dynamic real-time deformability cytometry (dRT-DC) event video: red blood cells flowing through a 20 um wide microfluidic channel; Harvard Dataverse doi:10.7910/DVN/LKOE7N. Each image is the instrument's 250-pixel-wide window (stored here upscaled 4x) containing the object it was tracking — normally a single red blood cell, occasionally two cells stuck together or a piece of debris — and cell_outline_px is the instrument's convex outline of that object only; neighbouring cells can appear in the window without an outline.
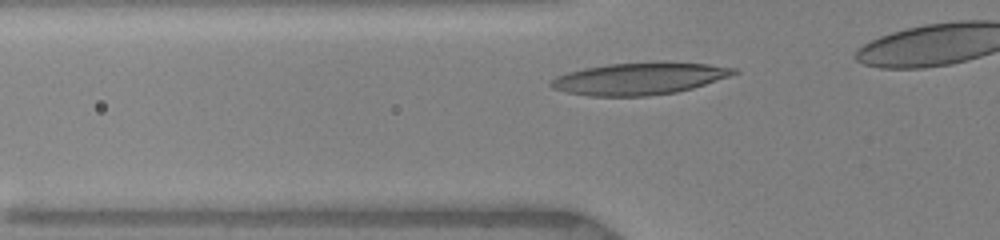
{"species": "human", "species_latin": "Homo sapiens", "temperature_condition": "warm", "stored_images_in_passage": 17, "camera_frame_rate_fps": 3000, "um_per_image_px": 0.085, "donor": {"sex": "female"}, "frame": {"image": 1, "passage_image": 2, "time_ms": 0.333, "image_size_px": [1000, 240], "cell_outline_px": [[740, 72], [692, 88], [676, 92], [644, 96], [588, 96], [568, 92], [552, 88], [548, 84], [556, 76], [568, 72], [584, 68], [608, 64], [664, 60], [708, 64], [740, 68]], "centroid_in_image_um": [54.38, 6.65], "position_along_channel_um": 71.4, "area_um2": 34.56}}